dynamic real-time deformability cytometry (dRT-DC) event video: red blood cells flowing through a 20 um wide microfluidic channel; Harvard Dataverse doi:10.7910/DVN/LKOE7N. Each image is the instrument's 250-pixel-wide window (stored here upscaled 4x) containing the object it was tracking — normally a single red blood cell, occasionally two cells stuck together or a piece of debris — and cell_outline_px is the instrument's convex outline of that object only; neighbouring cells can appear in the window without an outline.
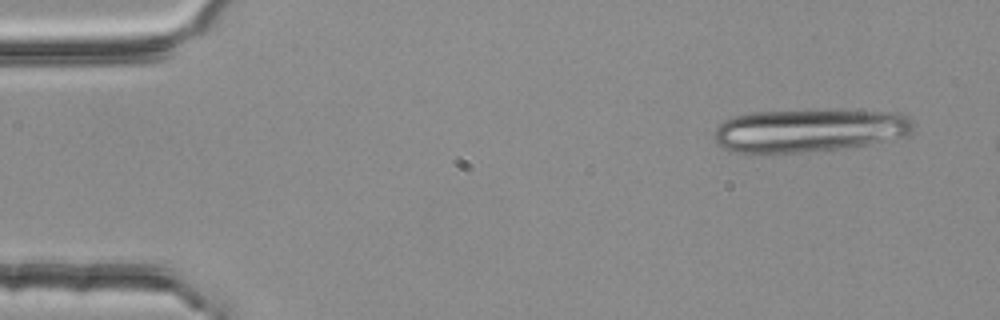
{"species": "common noctule bat (a hibernating species)", "species_latin": "Nyctalus noctula", "temperature_condition": "room temperature", "stored_images_in_passage": 2, "camera_frame_rate_fps": 3000, "um_per_image_px": 0.085, "animal": {"sex": "female", "body_mass_g": 25.1}, "frame": {"image": 1, "passage_image": 1, "time_ms": 0.0, "image_size_px": [1000, 320], "cell_outline_px": [[912, 128], [908, 136], [868, 144], [840, 148], [796, 152], [736, 152], [724, 148], [716, 144], [716, 128], [724, 120], [736, 116], [752, 112], [900, 112], [908, 116], [912, 120]], "centroid_in_image_um": [68.79, 11.1], "position_along_channel_um": 16.2, "area_um2": 48.49}}